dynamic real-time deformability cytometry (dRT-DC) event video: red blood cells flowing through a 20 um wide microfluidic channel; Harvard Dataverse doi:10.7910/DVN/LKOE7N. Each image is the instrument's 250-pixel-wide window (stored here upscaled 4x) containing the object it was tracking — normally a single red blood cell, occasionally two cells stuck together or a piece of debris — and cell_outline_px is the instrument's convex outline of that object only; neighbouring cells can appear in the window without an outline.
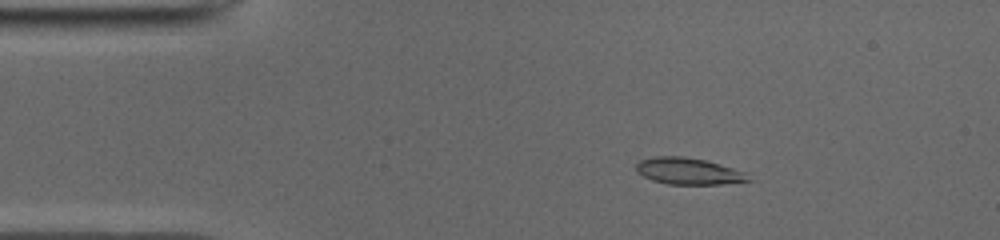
{"species": "common noctule bat (a hibernating species)", "species_latin": "Nyctalus noctula", "temperature_condition": "cold", "stored_images_in_passage": 47, "segment_of_instrument_passage": [1, 2], "camera_frame_rate_fps": 3000, "um_per_image_px": 0.085, "animal": {"sex": "male", "body_mass_g": 19.0, "forearm_length_mm": 50.8}, "frame": {"image": 1, "passage_image": 4, "time_ms": 1.0, "image_size_px": [1000, 240], "cell_outline_px": [[752, 180], [720, 184], [668, 184], [652, 180], [636, 172], [636, 164], [640, 160], [652, 156], [684, 156], [704, 160], [720, 164], [748, 172]], "centroid_in_image_um": [58.53, 14.54], "position_along_channel_um": 26.5, "area_um2": 17.51}}
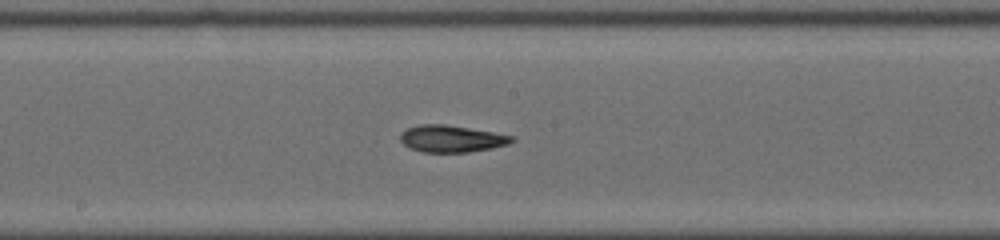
{"frame": {"image": 2, "passage_image": 22, "time_ms": 7.0, "image_size_px": [1000, 240], "cell_outline_px": [[516, 140], [508, 144], [492, 148], [468, 152], [420, 152], [408, 148], [400, 140], [400, 132], [408, 128], [420, 124], [444, 124], [516, 136]], "centroid_in_image_um": [38.37, 11.79], "position_along_channel_um": 209.8, "area_um2": 17.57}}
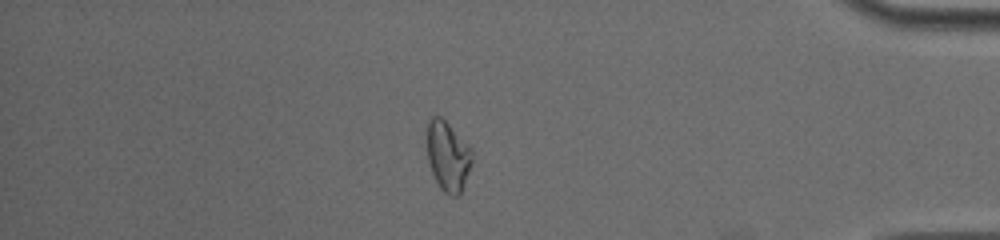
{"frame": {"image": 3, "passage_image": 39, "time_ms": 12.667, "image_size_px": [1000, 240], "cell_outline_px": [[472, 164], [460, 196], [448, 196], [440, 188], [432, 172], [428, 160], [428, 120], [432, 116], [440, 116], [472, 148]], "centroid_in_image_um": [38.1, 13.31], "position_along_channel_um": 397.1, "area_um2": 18.26}}